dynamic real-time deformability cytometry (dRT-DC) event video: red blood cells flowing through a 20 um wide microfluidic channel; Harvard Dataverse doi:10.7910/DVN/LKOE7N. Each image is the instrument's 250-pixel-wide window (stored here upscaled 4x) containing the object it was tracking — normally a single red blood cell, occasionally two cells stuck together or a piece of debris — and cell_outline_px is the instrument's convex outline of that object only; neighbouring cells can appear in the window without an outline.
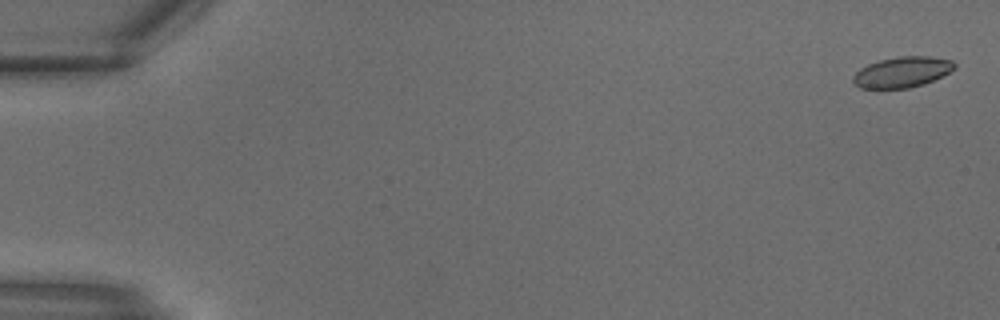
{"species": "common noctule bat (a hibernating species)", "species_latin": "Nyctalus noctula", "temperature_condition": "warm", "stored_images_in_passage": 30, "camera_frame_rate_fps": 3000, "um_per_image_px": 0.085, "animal": {"sex": "male", "body_mass_g": 18.8}, "frame": {"image": 1, "passage_image": 1, "time_ms": 0.0, "image_size_px": [1000, 320], "cell_outline_px": [[956, 68], [924, 84], [908, 88], [860, 88], [852, 80], [852, 76], [860, 68], [868, 64], [880, 60], [900, 56], [928, 56], [952, 60], [956, 64]], "centroid_in_image_um": [76.67, 6.12], "position_along_channel_um": 8.3, "area_um2": 17.98}}
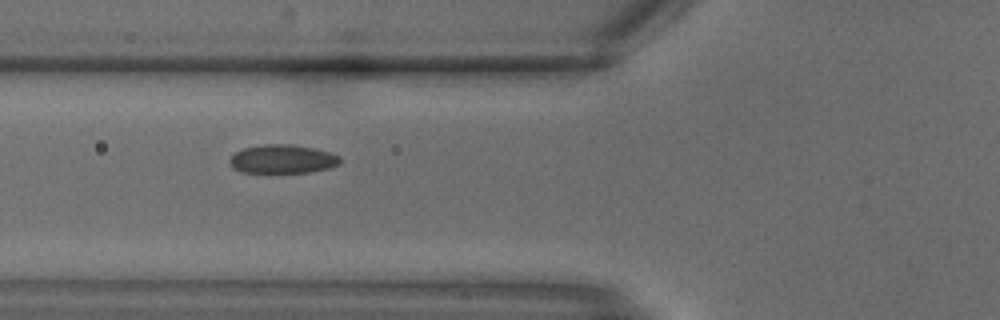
{"frame": {"image": 2, "passage_image": 12, "time_ms": 3.667, "image_size_px": [1000, 320], "cell_outline_px": [[340, 164], [328, 168], [308, 172], [240, 172], [232, 168], [228, 160], [236, 152], [244, 148], [264, 144], [288, 144], [312, 148], [328, 152], [340, 156]], "centroid_in_image_um": [23.98, 13.52], "position_along_channel_um": 101.8, "area_um2": 18.26}}
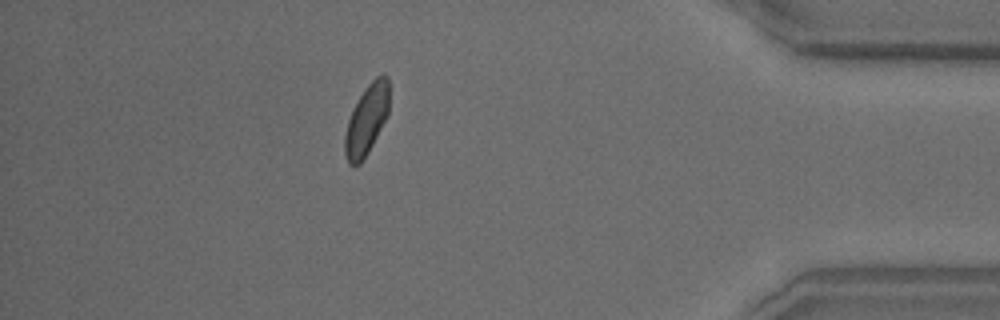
{"frame": {"image": 3, "passage_image": 27, "time_ms": 8.667, "image_size_px": [1000, 320], "cell_outline_px": [[388, 116], [368, 152], [360, 164], [348, 164], [344, 152], [344, 136], [348, 120], [352, 108], [364, 88], [376, 76], [388, 76]], "centroid_in_image_um": [31.14, 10.19], "position_along_channel_um": 404.1, "area_um2": 18.09}}